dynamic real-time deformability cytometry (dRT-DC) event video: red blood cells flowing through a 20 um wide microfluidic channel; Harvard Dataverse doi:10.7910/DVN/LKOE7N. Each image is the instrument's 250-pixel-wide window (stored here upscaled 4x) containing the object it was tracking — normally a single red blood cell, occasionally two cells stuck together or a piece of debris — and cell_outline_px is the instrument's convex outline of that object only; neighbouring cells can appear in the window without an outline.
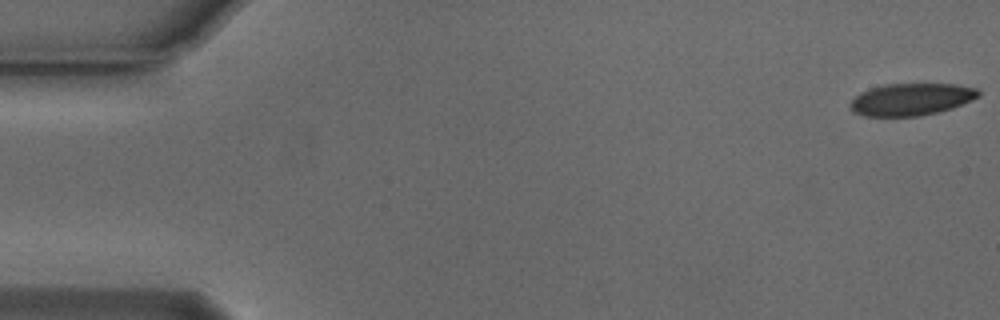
{"species": "Egyptian fruit bat (a non-hibernating species)", "species_latin": "Rousettus aegyptiacus", "temperature_condition": "cold", "stored_images_in_passage": 54, "camera_frame_rate_fps": 3000, "um_per_image_px": 0.085, "animal": {"sex": "male"}, "frame": {"image": 1, "passage_image": 1, "time_ms": 0.0, "image_size_px": [1000, 320], "cell_outline_px": [[980, 96], [972, 100], [952, 108], [920, 116], [864, 116], [852, 112], [848, 108], [848, 104], [860, 92], [884, 84], [956, 84], [976, 88], [980, 92]], "centroid_in_image_um": [77.42, 8.45], "position_along_channel_um": 7.6, "area_um2": 24.1}}
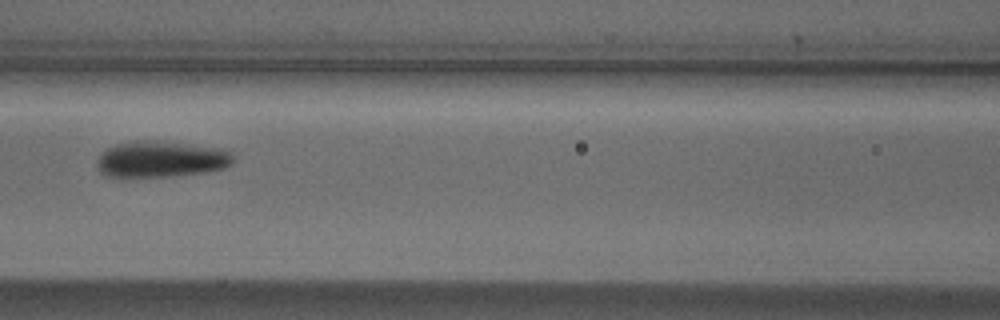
{"frame": {"image": 2, "passage_image": 24, "time_ms": 7.667, "image_size_px": [1000, 320], "cell_outline_px": [[232, 164], [224, 168], [204, 172], [176, 176], [104, 176], [100, 172], [100, 152], [116, 144], [136, 140], [144, 140], [228, 148], [232, 152]], "centroid_in_image_um": [13.75, 13.52], "position_along_channel_um": 152.8, "area_um2": 28.5}}
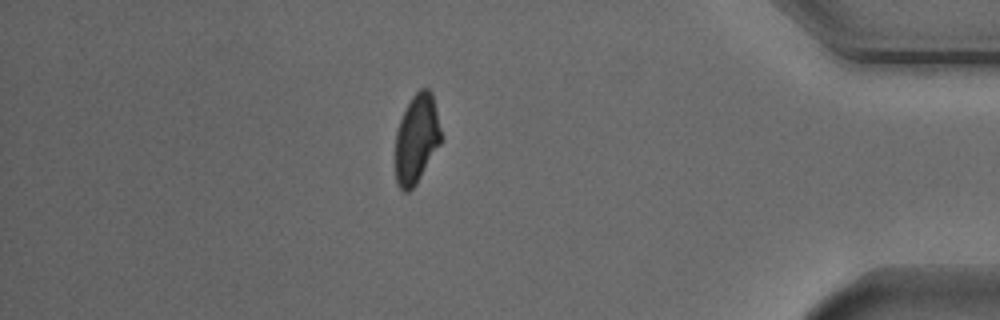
{"frame": {"image": 3, "passage_image": 47, "time_ms": 15.333, "image_size_px": [1000, 320], "cell_outline_px": [[444, 140], [416, 184], [408, 192], [404, 192], [396, 184], [396, 132], [400, 120], [412, 96], [420, 88], [428, 88], [432, 92], [444, 136]], "centroid_in_image_um": [35.46, 11.8], "position_along_channel_um": 399.7, "area_um2": 24.16}, "authors_computed_cell_mechanics": {"area_um2": 26.299, "velocity_mm_per_s": 3.7544, "shape_relaxation_time_tau1_ms": 4.8872, "shape_relaxation_time_tau2_ms": null, "deformation_change_tau1": 0.122, "deformation_change_tau2": null}}